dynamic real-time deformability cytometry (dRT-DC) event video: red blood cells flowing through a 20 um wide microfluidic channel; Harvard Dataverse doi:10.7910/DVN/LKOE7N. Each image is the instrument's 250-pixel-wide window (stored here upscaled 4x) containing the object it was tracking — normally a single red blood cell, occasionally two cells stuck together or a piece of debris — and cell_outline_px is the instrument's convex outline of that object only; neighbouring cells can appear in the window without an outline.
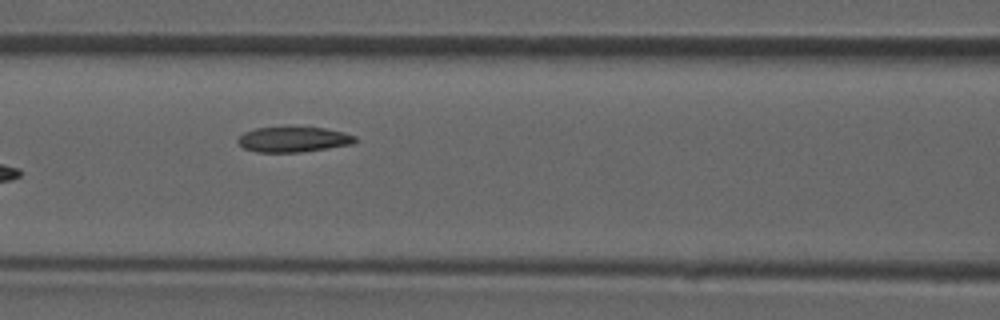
{"species": "common noctule bat (a hibernating species)", "species_latin": "Nyctalus noctula", "temperature_condition": "room temperature", "stored_images_in_passage": 6, "camera_frame_rate_fps": 3000, "um_per_image_px": 0.085, "animal": {"sex": "male", "forearm_length_mm": 52.5}, "frame": {"image": 1, "passage_image": 6, "time_ms": 1.667, "image_size_px": [1000, 320], "cell_outline_px": [[356, 140], [352, 144], [328, 148], [300, 152], [256, 152], [244, 148], [236, 140], [244, 132], [256, 128], [324, 128], [344, 132], [356, 136]], "centroid_in_image_um": [24.94, 11.86], "position_along_channel_um": 141.7, "area_um2": 16.99}}